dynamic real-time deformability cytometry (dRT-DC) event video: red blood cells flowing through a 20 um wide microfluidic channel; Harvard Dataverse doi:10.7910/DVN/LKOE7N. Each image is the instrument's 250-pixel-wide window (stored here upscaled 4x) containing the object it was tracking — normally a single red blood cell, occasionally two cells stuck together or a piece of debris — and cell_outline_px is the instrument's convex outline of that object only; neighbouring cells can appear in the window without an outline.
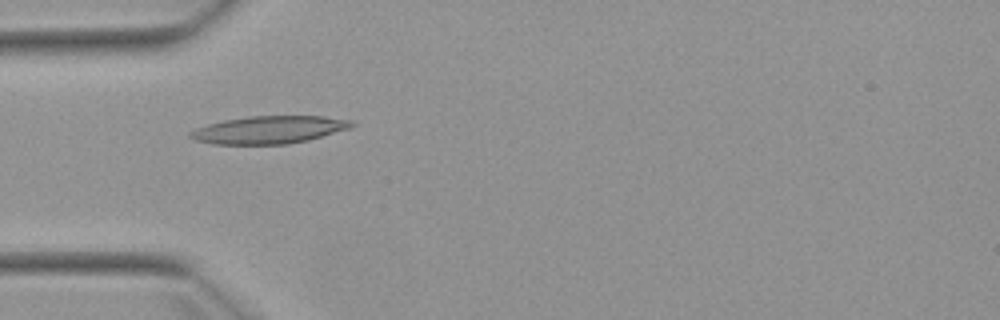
{"species": "Egyptian fruit bat (a non-hibernating species)", "species_latin": "Rousettus aegyptiacus", "temperature_condition": "warm", "stored_images_in_passage": 3, "camera_frame_rate_fps": 3000, "um_per_image_px": 0.085, "animal": {"sex": "female"}, "frame": {"image": 1, "passage_image": 3, "time_ms": 2.667, "image_size_px": [1000, 320], "cell_outline_px": [[356, 124], [348, 128], [308, 140], [288, 144], [212, 144], [196, 140], [188, 136], [188, 132], [196, 128], [208, 124], [224, 120], [248, 116], [324, 116], [352, 120]], "centroid_in_image_um": [22.84, 11.03], "position_along_channel_um": 62.2, "area_um2": 25.89}}